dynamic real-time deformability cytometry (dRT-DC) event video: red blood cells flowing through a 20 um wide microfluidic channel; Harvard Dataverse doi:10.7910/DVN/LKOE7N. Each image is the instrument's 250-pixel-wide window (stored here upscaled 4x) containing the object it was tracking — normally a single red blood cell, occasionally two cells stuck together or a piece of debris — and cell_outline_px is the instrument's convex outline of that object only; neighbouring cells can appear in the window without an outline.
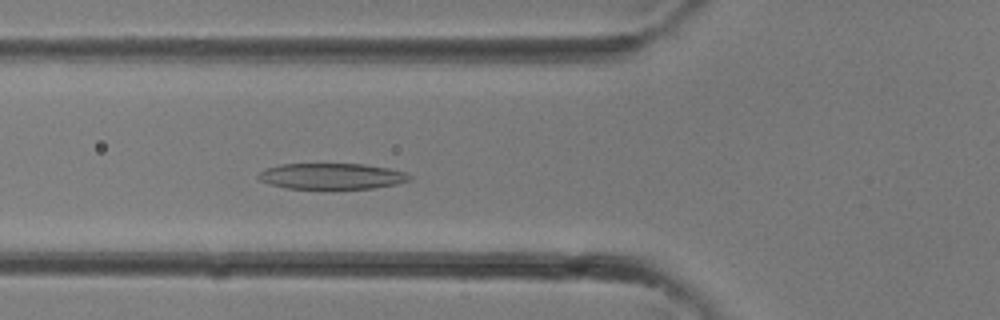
{"species": "common noctule bat (a hibernating species)", "species_latin": "Nyctalus noctula", "temperature_condition": "room temperature", "stored_images_in_passage": 8, "camera_frame_rate_fps": 3000, "um_per_image_px": 0.085, "animal": {"sex": "female"}, "frame": {"image": 1, "passage_image": 6, "time_ms": 1.667, "image_size_px": [1000, 320], "cell_outline_px": [[412, 176], [408, 180], [396, 184], [372, 188], [288, 188], [272, 184], [260, 180], [256, 176], [264, 168], [280, 164], [364, 164], [388, 168], [408, 172]], "centroid_in_image_um": [28.2, 14.96], "position_along_channel_um": 97.6, "area_um2": 22.66}}
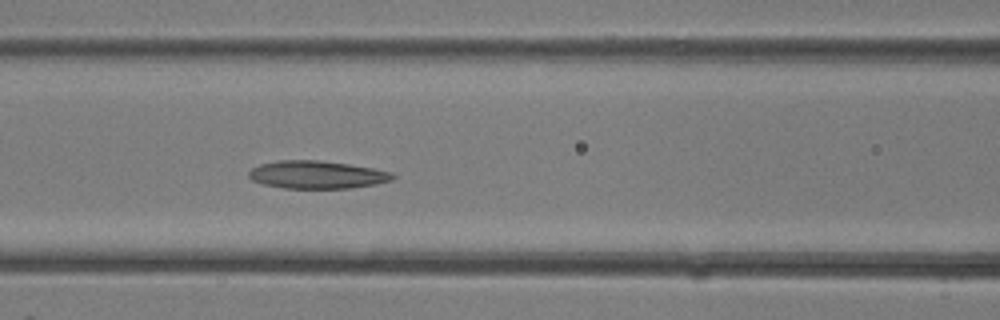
{"frame": {"image": 2, "passage_image": 8, "time_ms": 2.333, "image_size_px": [1000, 320], "cell_outline_px": [[396, 176], [392, 180], [376, 184], [352, 188], [284, 188], [264, 184], [252, 180], [248, 176], [248, 172], [252, 168], [260, 164], [280, 160], [316, 160], [348, 164], [372, 168], [392, 172]], "centroid_in_image_um": [26.95, 14.85], "position_along_channel_um": 139.7, "area_um2": 23.24}}